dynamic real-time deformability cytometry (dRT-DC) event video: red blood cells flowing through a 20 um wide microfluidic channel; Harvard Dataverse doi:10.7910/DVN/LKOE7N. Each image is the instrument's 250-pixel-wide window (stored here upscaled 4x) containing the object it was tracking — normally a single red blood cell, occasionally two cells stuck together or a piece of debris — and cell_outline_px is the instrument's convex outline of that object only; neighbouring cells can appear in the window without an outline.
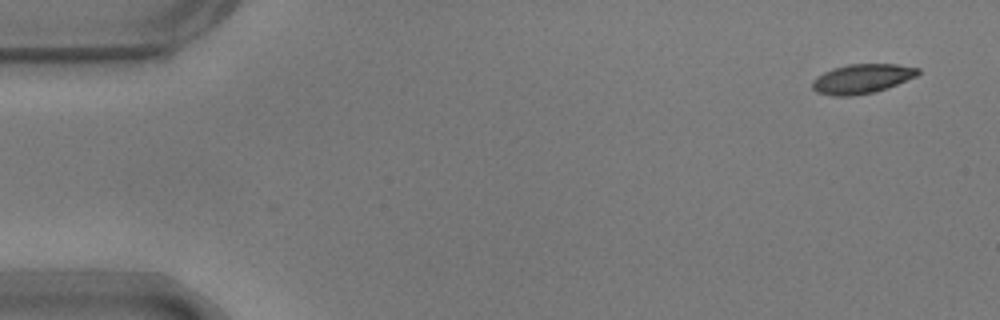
{"species": "common noctule bat (a hibernating species)", "species_latin": "Nyctalus noctula", "temperature_condition": "warm", "stored_images_in_passage": 2, "camera_frame_rate_fps": 3000, "um_per_image_px": 0.085, "animal": {"sex": "male", "body_mass_g": 17.9}, "frame": {"image": 1, "passage_image": 2, "time_ms": 0.333, "image_size_px": [1000, 320], "cell_outline_px": [[920, 72], [916, 76], [888, 88], [876, 92], [852, 96], [832, 96], [816, 92], [812, 88], [812, 80], [816, 76], [832, 68], [848, 64], [896, 64], [920, 68]], "centroid_in_image_um": [73.24, 6.7], "position_along_channel_um": 11.8, "area_um2": 18.32}}